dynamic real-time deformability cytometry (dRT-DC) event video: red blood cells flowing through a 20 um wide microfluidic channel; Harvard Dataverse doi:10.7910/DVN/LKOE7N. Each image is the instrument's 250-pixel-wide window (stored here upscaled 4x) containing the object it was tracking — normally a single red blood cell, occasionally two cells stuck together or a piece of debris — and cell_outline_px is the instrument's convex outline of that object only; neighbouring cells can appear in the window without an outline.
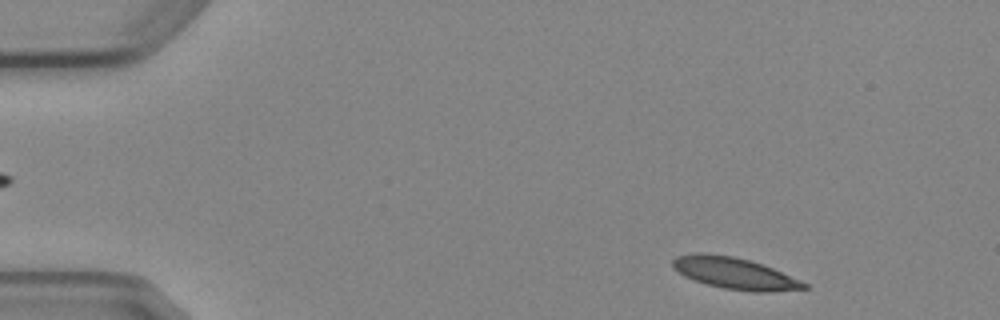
{"species": "Egyptian fruit bat (a non-hibernating species)", "species_latin": "Rousettus aegyptiacus", "temperature_condition": "cold", "stored_images_in_passage": 6, "segment_of_instrument_passage": [2, 2], "camera_frame_rate_fps": 3000, "um_per_image_px": 0.085, "animal": {"sex": "female"}, "frame": {"image": 1, "passage_image": 6, "time_ms": 6.0, "image_size_px": [1000, 320], "cell_outline_px": [[808, 288], [768, 292], [752, 292], [724, 288], [708, 284], [684, 276], [672, 264], [672, 260], [676, 256], [692, 252], [704, 252], [732, 256], [752, 260], [772, 268], [808, 284]], "centroid_in_image_um": [62.43, 23.21], "position_along_channel_um": 22.6, "area_um2": 23.99}}